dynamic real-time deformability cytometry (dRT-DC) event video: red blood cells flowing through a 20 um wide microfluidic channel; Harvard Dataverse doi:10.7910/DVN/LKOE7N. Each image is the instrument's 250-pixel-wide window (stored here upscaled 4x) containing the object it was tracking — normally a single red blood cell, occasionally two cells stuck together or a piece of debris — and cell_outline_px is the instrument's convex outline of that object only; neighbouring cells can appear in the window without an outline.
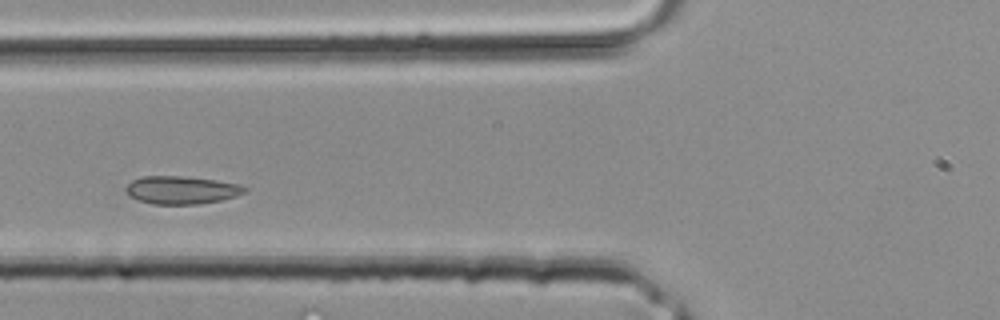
{"species": "common noctule bat (a hibernating species)", "species_latin": "Nyctalus noctula", "temperature_condition": "room temperature", "stored_images_in_passage": 3, "camera_frame_rate_fps": 3000, "um_per_image_px": 0.085, "animal": {"sex": "male", "body_mass_g": 20.4}, "frame": {"image": 1, "passage_image": 3, "time_ms": 0.667, "image_size_px": [1000, 320], "cell_outline_px": [[248, 192], [236, 196], [220, 200], [200, 204], [152, 204], [128, 196], [124, 192], [124, 188], [132, 180], [144, 176], [180, 176], [216, 180], [240, 184], [248, 188]], "centroid_in_image_um": [15.43, 16.15], "position_along_channel_um": 110.4, "area_um2": 19.48}}